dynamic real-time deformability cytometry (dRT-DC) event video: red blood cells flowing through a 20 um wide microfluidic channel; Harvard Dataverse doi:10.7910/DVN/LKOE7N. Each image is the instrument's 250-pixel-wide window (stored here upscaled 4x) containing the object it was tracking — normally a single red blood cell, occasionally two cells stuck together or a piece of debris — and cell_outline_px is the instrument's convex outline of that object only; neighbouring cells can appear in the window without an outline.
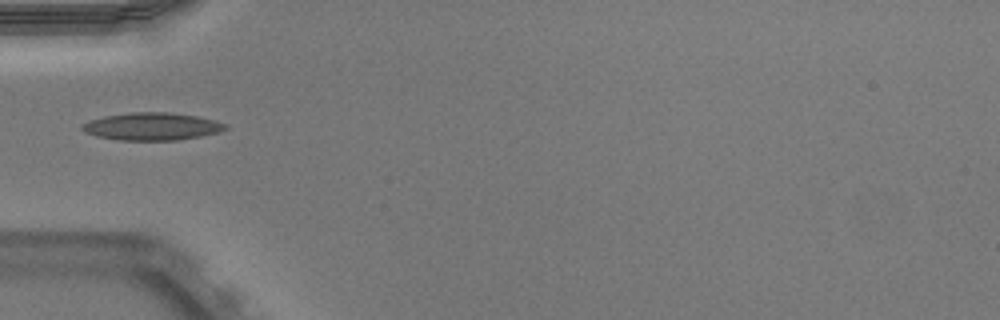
{"species": "Egyptian fruit bat (a non-hibernating species)", "species_latin": "Rousettus aegyptiacus", "temperature_condition": "warm", "stored_images_in_passage": 21, "camera_frame_rate_fps": 3000, "um_per_image_px": 0.085, "animal": {"sex": "male"}, "frame": {"image": 1, "passage_image": 1, "time_ms": 0.0, "image_size_px": [1000, 320], "cell_outline_px": [[228, 128], [220, 132], [200, 136], [176, 140], [120, 140], [96, 136], [84, 132], [80, 128], [84, 124], [92, 120], [104, 116], [132, 112], [168, 112], [196, 116], [216, 120], [228, 124]], "centroid_in_image_um": [12.95, 10.74], "position_along_channel_um": 72.0, "area_um2": 22.95}}
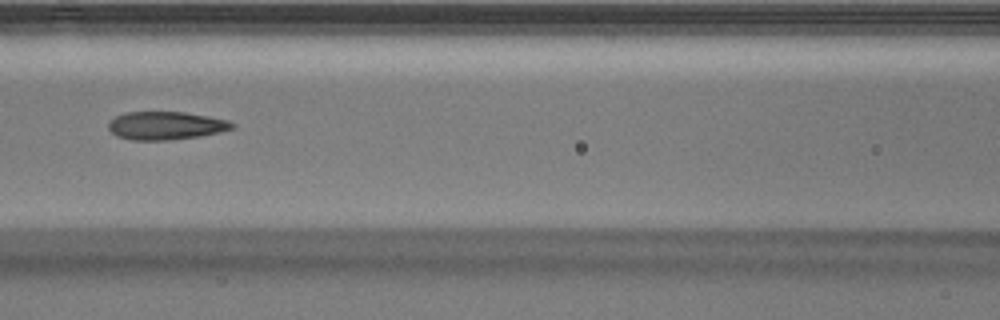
{"frame": {"image": 2, "passage_image": 7, "time_ms": 2.0, "image_size_px": [1000, 320], "cell_outline_px": [[236, 128], [220, 132], [200, 136], [168, 140], [132, 140], [116, 136], [108, 128], [108, 124], [116, 116], [124, 112], [184, 112], [208, 116], [228, 120], [236, 124]], "centroid_in_image_um": [14.12, 10.68], "position_along_channel_um": 152.5, "area_um2": 20.35}}
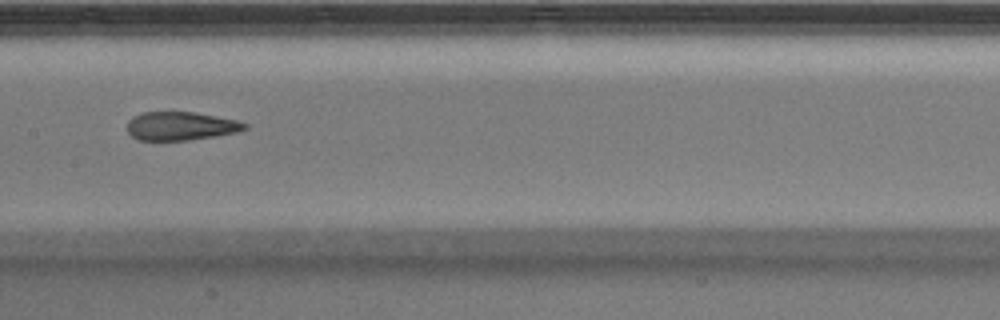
{"frame": {"image": 3, "passage_image": 10, "time_ms": 3.0, "image_size_px": [1000, 320], "cell_outline_px": [[248, 128], [236, 132], [216, 136], [188, 140], [136, 140], [128, 132], [128, 120], [132, 116], [144, 112], [196, 112], [236, 120], [248, 124]], "centroid_in_image_um": [15.36, 10.71], "position_along_channel_um": 192.0, "area_um2": 19.54}}